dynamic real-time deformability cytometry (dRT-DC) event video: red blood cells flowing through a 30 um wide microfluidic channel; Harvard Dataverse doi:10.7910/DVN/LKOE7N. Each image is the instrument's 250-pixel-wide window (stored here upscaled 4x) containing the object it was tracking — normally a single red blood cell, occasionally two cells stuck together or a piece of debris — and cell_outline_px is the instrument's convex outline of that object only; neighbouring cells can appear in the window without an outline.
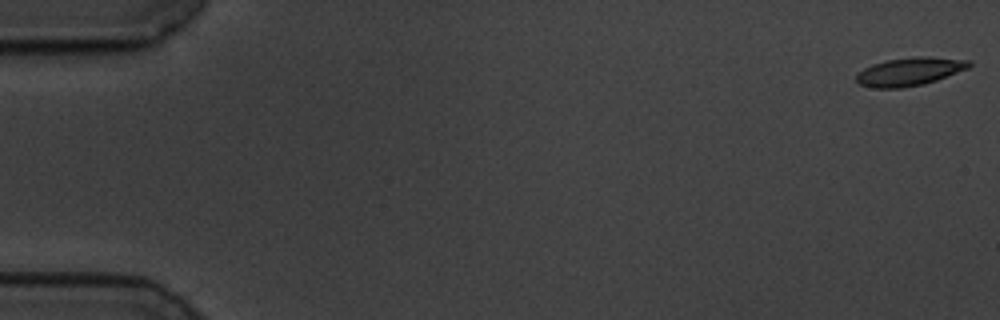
{"species": "common noctule bat (a hibernating species)", "species_latin": "Nyctalus noctula", "temperature_condition": "cold", "stored_images_in_passage": 58, "camera_frame_rate_fps": 3000, "um_per_image_px": 0.085, "animal": {"sex": "male", "body_mass_g": 19.5, "forearm_length_mm": 54.6}, "frame": {"image": 1, "passage_image": 1, "time_ms": 0.0, "image_size_px": [1000, 320], "cell_outline_px": [[972, 64], [968, 68], [936, 80], [924, 84], [900, 88], [876, 88], [860, 84], [856, 80], [856, 76], [864, 68], [872, 64], [888, 60], [916, 56], [928, 56], [972, 60]], "centroid_in_image_um": [77.35, 6.07], "position_along_channel_um": 7.7, "area_um2": 18.44}}
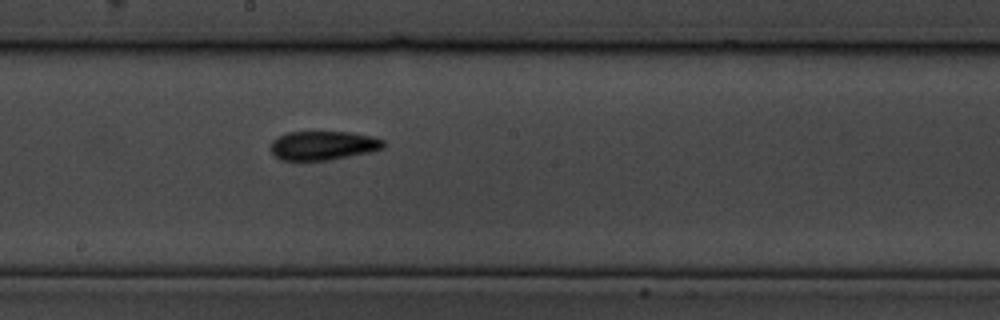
{"frame": {"image": 2, "passage_image": 32, "time_ms": 10.333, "image_size_px": [1000, 320], "cell_outline_px": [[384, 148], [368, 152], [328, 160], [280, 160], [272, 152], [272, 140], [276, 136], [288, 132], [348, 132], [372, 136], [384, 140]], "centroid_in_image_um": [27.45, 12.36], "position_along_channel_um": 220.8, "area_um2": 18.9}}
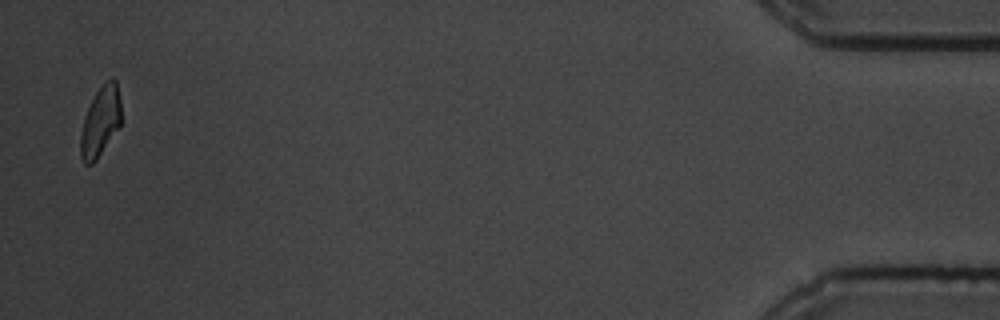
{"frame": {"image": 3, "passage_image": 57, "time_ms": 18.667, "image_size_px": [1000, 320], "cell_outline_px": [[120, 124], [96, 160], [92, 164], [84, 164], [80, 156], [80, 132], [84, 116], [96, 92], [104, 80], [112, 76], [116, 80], [120, 100]], "centroid_in_image_um": [8.51, 10.3], "position_along_channel_um": 426.7, "area_um2": 16.47}, "authors_computed_cell_mechanics": {"area_um2": 18.6116, "velocity_mm_per_s": 3.4938, "shape_relaxation_time_tau1_ms": 3.8864, "shape_relaxation_time_tau2_ms": 3.4177, "deformation_change_tau1": 0.1285, "deformation_change_tau2": 0.0809}}